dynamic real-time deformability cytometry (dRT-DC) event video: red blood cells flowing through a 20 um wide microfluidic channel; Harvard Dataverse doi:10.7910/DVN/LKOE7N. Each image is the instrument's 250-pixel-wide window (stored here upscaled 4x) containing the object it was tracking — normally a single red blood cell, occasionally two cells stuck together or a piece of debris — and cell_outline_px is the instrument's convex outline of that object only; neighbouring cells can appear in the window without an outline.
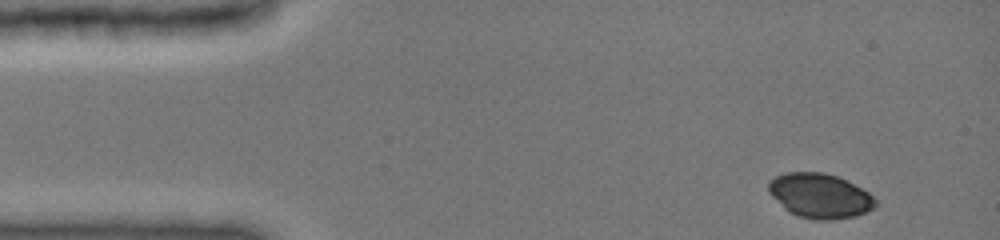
{"species": "common noctule bat (a hibernating species)", "species_latin": "Nyctalus noctula", "temperature_condition": "cold", "stored_images_in_passage": 6, "camera_frame_rate_fps": 3000, "um_per_image_px": 0.085, "animal": {"sex": "female", "body_mass_g": 19.0, "forearm_length_mm": 51.5}, "frame": {"image": 1, "passage_image": 1, "time_ms": 0.0, "image_size_px": [1000, 240], "cell_outline_px": [[880, 204], [856, 216], [828, 220], [816, 220], [796, 216], [788, 212], [768, 192], [768, 180], [776, 176], [788, 172], [824, 172], [836, 176], [868, 192]], "centroid_in_image_um": [69.66, 16.65], "position_along_channel_um": 15.3, "area_um2": 27.74}}
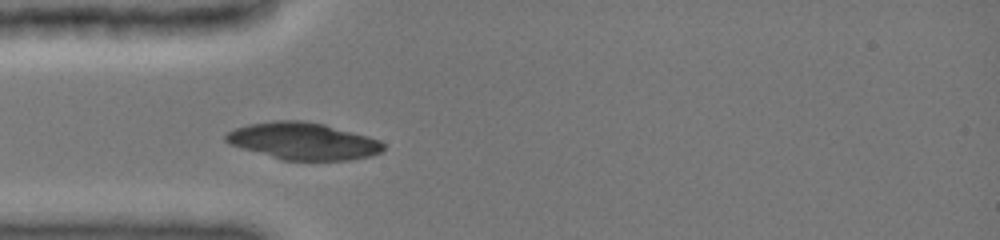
{"frame": {"image": 2, "passage_image": 6, "time_ms": 3.333, "image_size_px": [1000, 240], "cell_outline_px": [[384, 148], [380, 152], [372, 156], [348, 160], [280, 160], [228, 144], [224, 140], [224, 136], [228, 132], [236, 128], [248, 124], [272, 120], [304, 120], [324, 124], [368, 136], [380, 140], [384, 144]], "centroid_in_image_um": [25.74, 11.99], "position_along_channel_um": 59.3, "area_um2": 34.22}}